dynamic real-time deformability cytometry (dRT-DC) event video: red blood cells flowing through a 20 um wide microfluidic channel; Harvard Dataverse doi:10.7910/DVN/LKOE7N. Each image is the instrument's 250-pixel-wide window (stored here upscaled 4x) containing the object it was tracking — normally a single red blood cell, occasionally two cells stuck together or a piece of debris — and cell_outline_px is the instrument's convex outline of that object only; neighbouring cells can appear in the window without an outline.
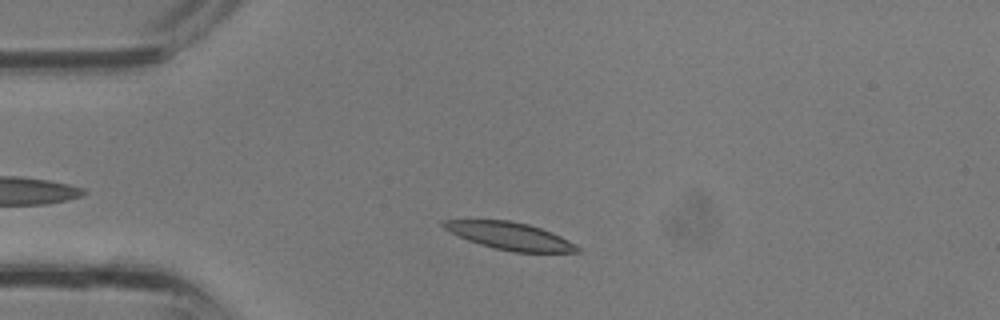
{"species": "common noctule bat (a hibernating species)", "species_latin": "Nyctalus noctula", "temperature_condition": "room temperature", "stored_images_in_passage": 26, "camera_frame_rate_fps": 3000, "um_per_image_px": 0.085, "animal": {"sex": "male", "body_mass_g": 13.3}, "frame": {"image": 1, "passage_image": 4, "time_ms": 1.0, "image_size_px": [1000, 320], "cell_outline_px": [[580, 252], [516, 252], [496, 248], [480, 244], [468, 240], [444, 228], [440, 224], [440, 220], [512, 220], [528, 224], [552, 232], [568, 240], [580, 248]], "centroid_in_image_um": [43.34, 20.05], "position_along_channel_um": 41.7, "area_um2": 21.1}}
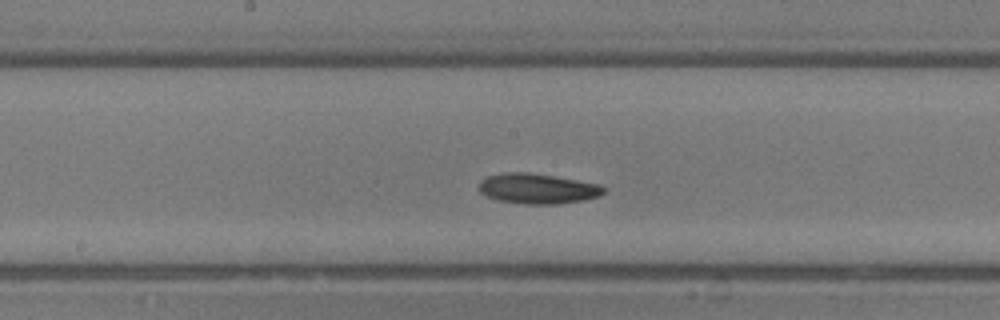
{"frame": {"image": 2, "passage_image": 14, "time_ms": 4.333, "image_size_px": [1000, 320], "cell_outline_px": [[604, 192], [600, 196], [584, 200], [560, 204], [524, 204], [500, 200], [488, 196], [480, 192], [480, 180], [484, 176], [504, 172], [528, 172], [600, 184], [604, 188]], "centroid_in_image_um": [45.69, 16.03], "position_along_channel_um": 202.5, "area_um2": 21.91}}
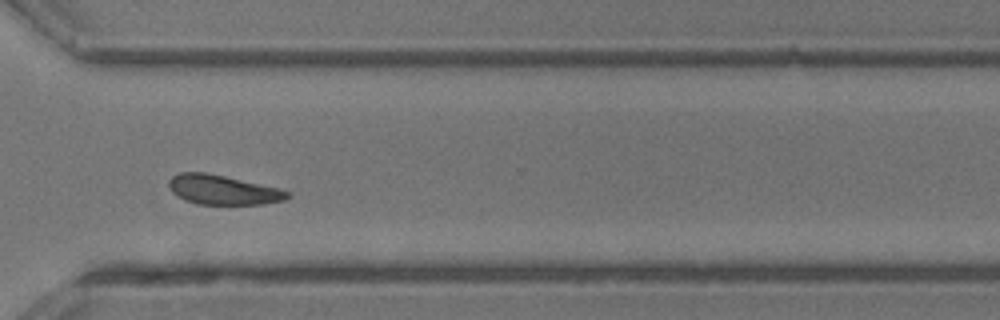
{"frame": {"image": 3, "passage_image": 22, "time_ms": 7.0, "image_size_px": [1000, 320], "cell_outline_px": [[292, 196], [284, 200], [264, 204], [196, 204], [184, 200], [176, 196], [168, 188], [168, 180], [172, 176], [180, 172], [204, 172], [224, 176], [280, 188], [288, 192]], "centroid_in_image_um": [18.91, 16.14], "position_along_channel_um": 351.7, "area_um2": 20.52}}